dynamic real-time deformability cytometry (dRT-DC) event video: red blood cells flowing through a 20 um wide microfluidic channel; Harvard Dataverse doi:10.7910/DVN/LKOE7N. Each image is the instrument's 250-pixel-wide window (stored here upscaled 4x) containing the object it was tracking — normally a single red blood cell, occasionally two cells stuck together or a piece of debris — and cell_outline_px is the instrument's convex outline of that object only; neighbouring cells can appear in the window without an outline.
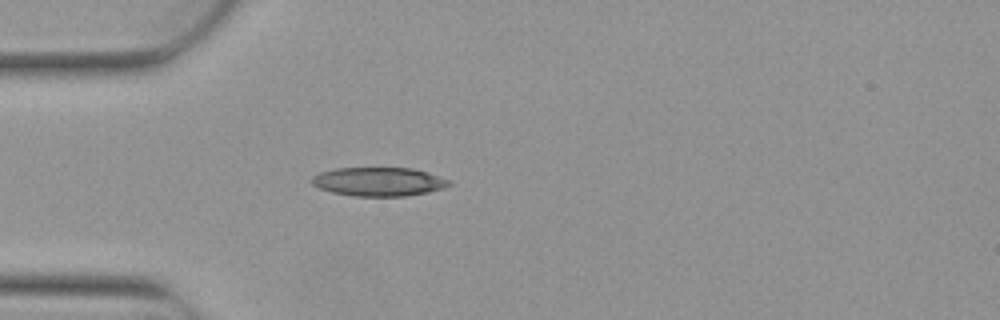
{"species": "Egyptian fruit bat (a non-hibernating species)", "species_latin": "Rousettus aegyptiacus", "temperature_condition": "warm", "stored_images_in_passage": 2, "camera_frame_rate_fps": 3000, "um_per_image_px": 0.085, "animal": {"sex": "female"}, "frame": {"image": 1, "passage_image": 2, "time_ms": 0.333, "image_size_px": [1000, 320], "cell_outline_px": [[452, 184], [444, 188], [428, 192], [404, 196], [352, 196], [332, 192], [320, 188], [312, 184], [312, 176], [320, 172], [336, 168], [412, 168], [428, 172], [452, 180]], "centroid_in_image_um": [32.23, 15.44], "position_along_channel_um": 52.8, "area_um2": 23.12}}